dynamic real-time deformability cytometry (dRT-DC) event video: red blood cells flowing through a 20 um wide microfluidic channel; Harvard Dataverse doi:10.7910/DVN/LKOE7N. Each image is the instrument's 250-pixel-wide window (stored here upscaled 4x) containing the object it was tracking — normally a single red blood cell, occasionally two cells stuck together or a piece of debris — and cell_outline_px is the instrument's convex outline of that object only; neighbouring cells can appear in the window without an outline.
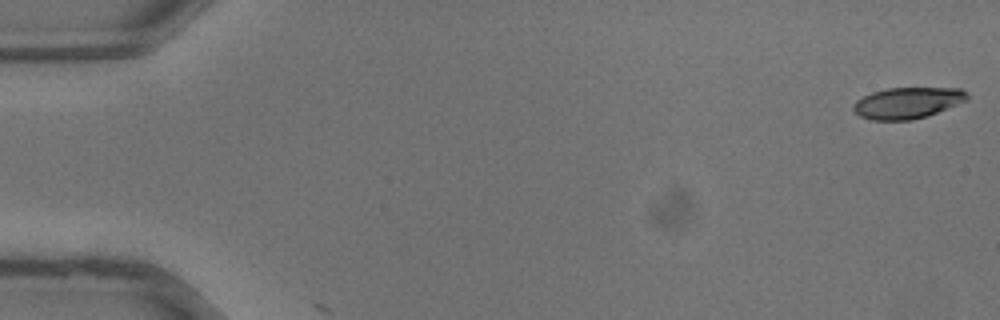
{"species": "common noctule bat (a hibernating species)", "species_latin": "Nyctalus noctula", "temperature_condition": "warm", "stored_images_in_passage": 2, "camera_frame_rate_fps": 3000, "um_per_image_px": 0.085, "animal": {"sex": "male", "body_mass_g": 13.3}, "frame": {"image": 1, "passage_image": 1, "time_ms": 0.0, "image_size_px": [1000, 320], "cell_outline_px": [[968, 100], [936, 112], [912, 120], [872, 120], [860, 116], [852, 108], [852, 104], [856, 100], [872, 92], [888, 88], [960, 88], [968, 92]], "centroid_in_image_um": [77.12, 8.73], "position_along_channel_um": 7.9, "area_um2": 20.58}}